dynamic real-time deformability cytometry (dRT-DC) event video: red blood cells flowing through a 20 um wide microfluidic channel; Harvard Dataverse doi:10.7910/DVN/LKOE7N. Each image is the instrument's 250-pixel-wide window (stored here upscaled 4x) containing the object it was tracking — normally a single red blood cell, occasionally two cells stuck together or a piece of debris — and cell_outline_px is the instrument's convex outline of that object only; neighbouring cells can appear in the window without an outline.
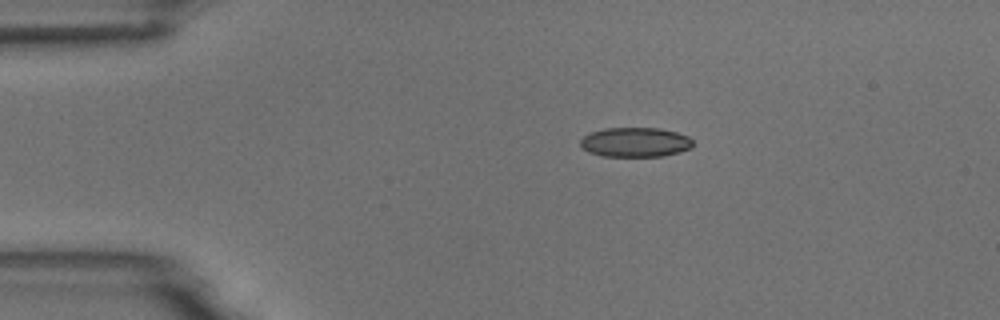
{"species": "common noctule bat (a hibernating species)", "species_latin": "Nyctalus noctula", "temperature_condition": "room temperature", "stored_images_in_passage": 3, "camera_frame_rate_fps": 3000, "um_per_image_px": 0.085, "animal": {"sex": "male", "body_mass_g": 18.8}, "frame": {"image": 1, "passage_image": 1, "time_ms": 0.0, "image_size_px": [1000, 320], "cell_outline_px": [[692, 148], [680, 152], [664, 156], [600, 156], [588, 152], [580, 148], [580, 140], [588, 132], [604, 128], [660, 128], [676, 132], [688, 136], [692, 140]], "centroid_in_image_um": [53.96, 12.09], "position_along_channel_um": 31.0, "area_um2": 19.65}}
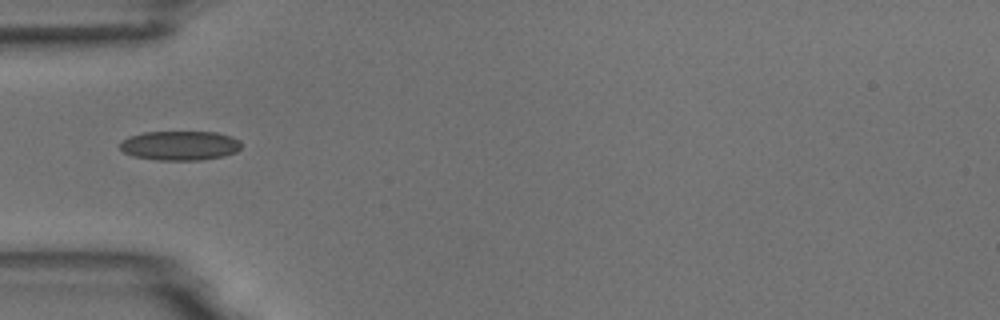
{"frame": {"image": 2, "passage_image": 3, "time_ms": 2.333, "image_size_px": [1000, 320], "cell_outline_px": [[240, 148], [236, 152], [224, 156], [200, 160], [156, 160], [132, 156], [124, 152], [120, 148], [120, 140], [128, 136], [144, 132], [216, 132], [232, 136], [240, 140]], "centroid_in_image_um": [15.27, 12.37], "position_along_channel_um": 69.7, "area_um2": 20.98}}